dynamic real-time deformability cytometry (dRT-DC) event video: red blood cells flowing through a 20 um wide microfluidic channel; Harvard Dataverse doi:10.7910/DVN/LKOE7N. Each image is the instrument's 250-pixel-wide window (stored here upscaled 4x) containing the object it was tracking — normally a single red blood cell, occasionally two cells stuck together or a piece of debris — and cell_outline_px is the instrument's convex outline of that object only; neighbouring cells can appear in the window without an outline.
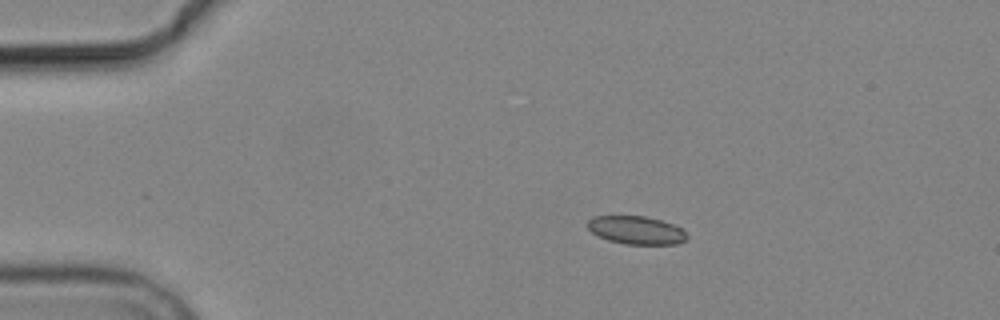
{"species": "common noctule bat (a hibernating species)", "species_latin": "Nyctalus noctula", "temperature_condition": "cold", "stored_images_in_passage": 5, "camera_frame_rate_fps": 3000, "um_per_image_px": 0.085, "animal": {"sex": "male", "body_mass_g": 19.2, "forearm_length_mm": 51.8}, "frame": {"image": 1, "passage_image": 2, "time_ms": 1.0, "image_size_px": [1000, 320], "cell_outline_px": [[688, 240], [676, 244], [624, 244], [608, 240], [592, 232], [588, 228], [588, 220], [596, 216], [644, 216], [660, 220], [672, 224], [680, 228], [688, 236]], "centroid_in_image_um": [54.1, 19.57], "position_along_channel_um": 30.9, "area_um2": 16.13}}
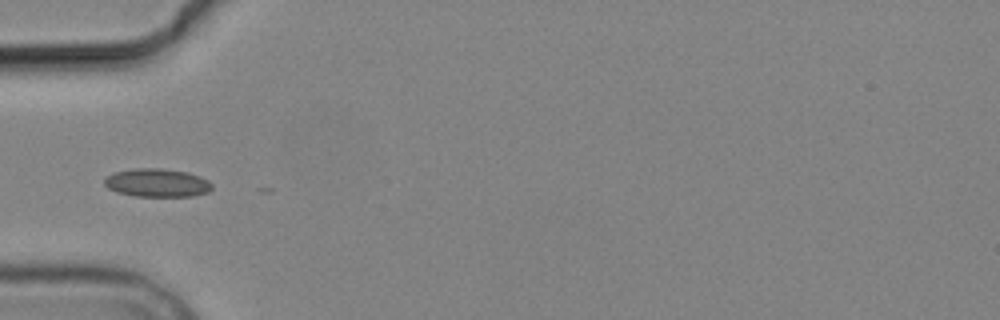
{"frame": {"image": 2, "passage_image": 4, "time_ms": 3.667, "image_size_px": [1000, 320], "cell_outline_px": [[212, 188], [208, 192], [192, 196], [132, 196], [116, 192], [108, 188], [104, 184], [104, 180], [108, 176], [116, 172], [136, 168], [160, 168], [188, 172], [200, 176], [208, 180], [212, 184]], "centroid_in_image_um": [13.36, 15.54], "position_along_channel_um": 71.6, "area_um2": 17.74}}
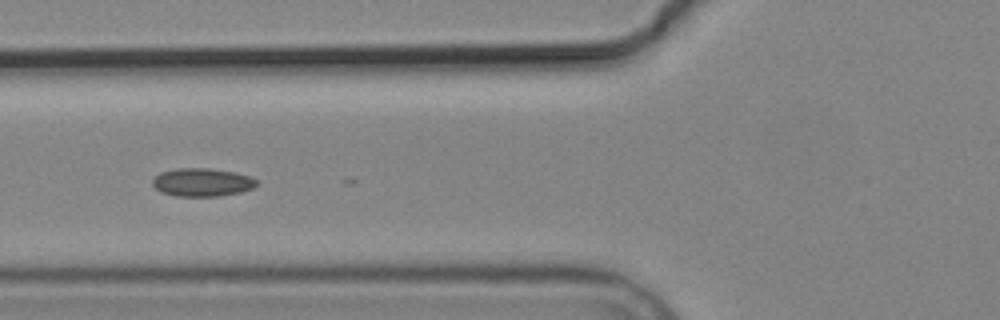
{"frame": {"image": 3, "passage_image": 5, "time_ms": 4.667, "image_size_px": [1000, 320], "cell_outline_px": [[256, 184], [252, 188], [240, 192], [216, 196], [176, 196], [160, 192], [152, 184], [152, 180], [160, 172], [176, 168], [212, 168], [236, 172], [248, 176], [256, 180]], "centroid_in_image_um": [17.14, 15.48], "position_along_channel_um": 108.7, "area_um2": 17.05}}